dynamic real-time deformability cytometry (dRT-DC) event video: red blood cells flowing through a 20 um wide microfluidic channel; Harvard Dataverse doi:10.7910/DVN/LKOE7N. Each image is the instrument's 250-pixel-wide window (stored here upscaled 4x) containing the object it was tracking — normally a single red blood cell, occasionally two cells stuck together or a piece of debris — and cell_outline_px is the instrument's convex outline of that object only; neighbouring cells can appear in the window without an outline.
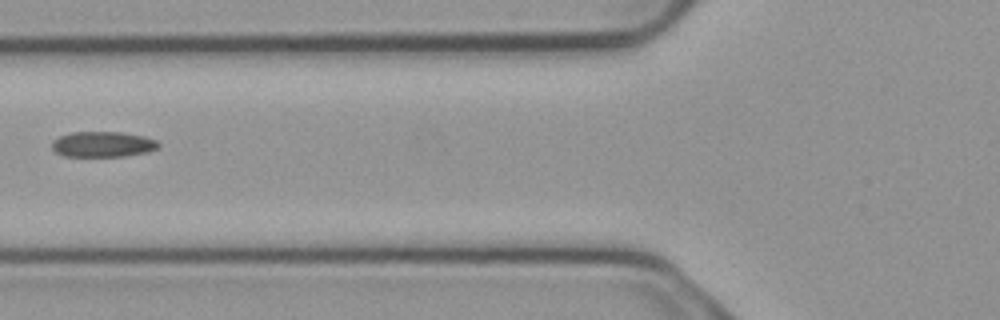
{"species": "common noctule bat (a hibernating species)", "species_latin": "Nyctalus noctula", "temperature_condition": "cold", "stored_images_in_passage": 3, "camera_frame_rate_fps": 3000, "um_per_image_px": 0.085, "animal": {"sex": "male", "body_mass_g": 23.1, "forearm_length_mm": 52.7}, "frame": {"image": 1, "passage_image": 3, "time_ms": 0.667, "image_size_px": [1000, 320], "cell_outline_px": [[160, 148], [148, 152], [124, 156], [64, 156], [56, 152], [52, 148], [52, 140], [60, 136], [72, 132], [120, 132], [144, 136], [156, 140], [160, 144]], "centroid_in_image_um": [8.76, 12.26], "position_along_channel_um": 117.0, "area_um2": 15.9}}